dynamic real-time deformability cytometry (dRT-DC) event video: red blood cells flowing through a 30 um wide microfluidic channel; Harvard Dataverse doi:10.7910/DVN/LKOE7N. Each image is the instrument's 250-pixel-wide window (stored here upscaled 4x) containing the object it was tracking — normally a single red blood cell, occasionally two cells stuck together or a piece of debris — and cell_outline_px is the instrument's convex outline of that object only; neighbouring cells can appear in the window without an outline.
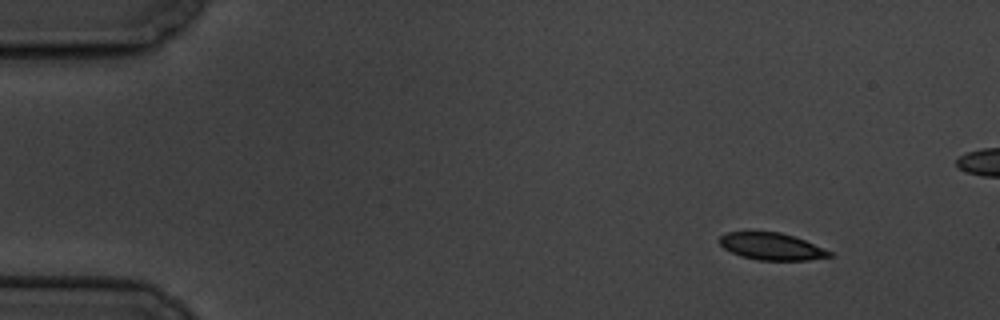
{"species": "common noctule bat (a hibernating species)", "species_latin": "Nyctalus noctula", "temperature_condition": "cold", "stored_images_in_passage": 9, "camera_frame_rate_fps": 3000, "um_per_image_px": 0.085, "animal": {"sex": "male", "body_mass_g": 19.5, "forearm_length_mm": 54.6}, "frame": {"image": 1, "passage_image": 1, "time_ms": 0.0, "image_size_px": [1000, 320], "cell_outline_px": [[832, 256], [808, 260], [756, 260], [740, 256], [724, 248], [720, 244], [720, 236], [728, 232], [780, 232], [804, 240], [832, 252]], "centroid_in_image_um": [65.57, 20.95], "position_along_channel_um": 19.4, "area_um2": 17.11}}
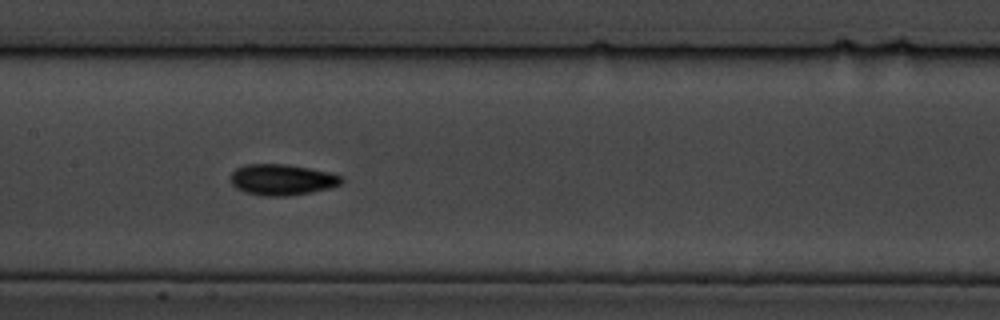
{"frame": {"image": 2, "passage_image": 7, "time_ms": 7.667, "image_size_px": [1000, 320], "cell_outline_px": [[344, 180], [340, 184], [328, 188], [312, 192], [288, 196], [264, 196], [244, 192], [236, 188], [228, 180], [232, 172], [236, 168], [244, 164], [288, 164], [328, 172], [344, 176]], "centroid_in_image_um": [23.94, 15.27], "position_along_channel_um": 183.5, "area_um2": 20.23}}
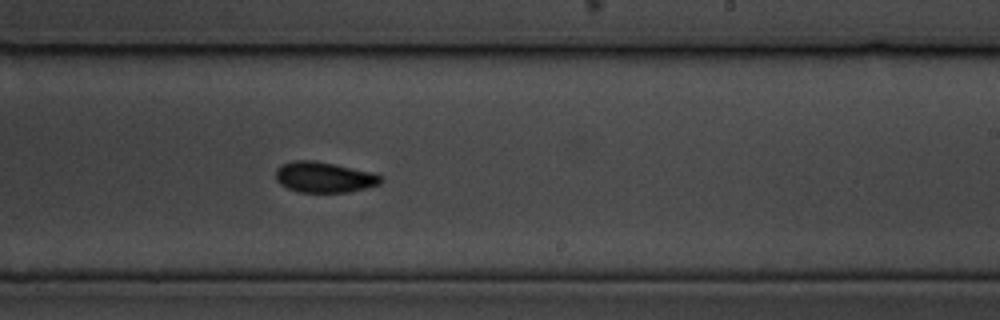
{"frame": {"image": 3, "passage_image": 9, "time_ms": 10.0, "image_size_px": [1000, 320], "cell_outline_px": [[384, 180], [380, 184], [348, 192], [300, 192], [288, 188], [280, 184], [276, 180], [276, 168], [280, 164], [292, 160], [316, 160], [372, 172], [384, 176]], "centroid_in_image_um": [27.55, 15.05], "position_along_channel_um": 261.5, "area_um2": 18.96}}